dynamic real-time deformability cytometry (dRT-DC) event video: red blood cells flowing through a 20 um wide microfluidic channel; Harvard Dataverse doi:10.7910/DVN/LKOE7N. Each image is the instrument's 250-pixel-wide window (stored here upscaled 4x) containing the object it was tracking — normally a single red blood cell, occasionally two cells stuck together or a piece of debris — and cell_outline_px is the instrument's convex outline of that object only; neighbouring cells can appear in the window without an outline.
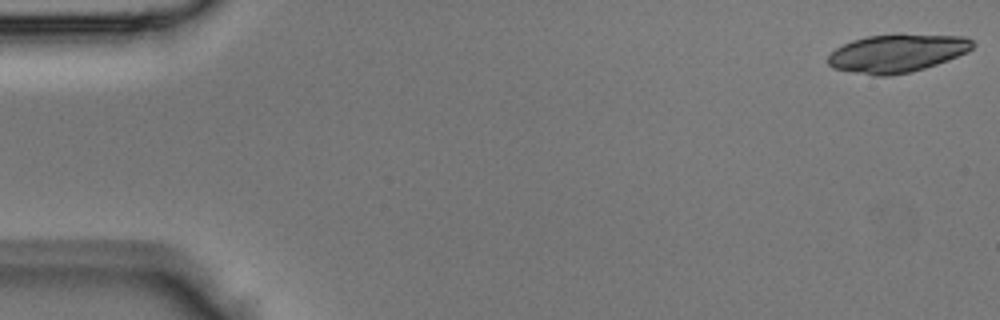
{"species": "Egyptian fruit bat (a non-hibernating species)", "species_latin": "Rousettus aegyptiacus", "temperature_condition": "room temperature", "stored_images_in_passage": 43, "camera_frame_rate_fps": 3000, "um_per_image_px": 0.085, "animal": {"sex": "male"}, "frame": {"image": 1, "passage_image": 1, "time_ms": 0.0, "image_size_px": [1000, 320], "cell_outline_px": [[976, 44], [968, 52], [948, 60], [924, 68], [892, 76], [872, 76], [832, 68], [828, 64], [828, 56], [836, 48], [852, 40], [868, 36], [896, 32], [900, 32], [964, 36], [972, 40]], "centroid_in_image_um": [76.27, 4.49], "position_along_channel_um": 8.7, "area_um2": 32.89}}
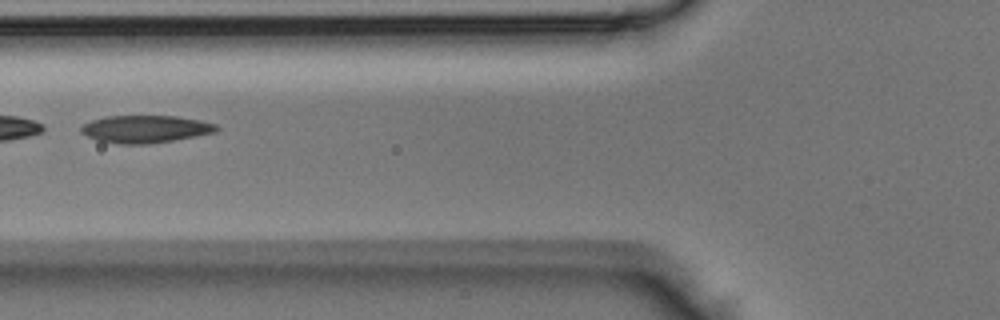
{"frame": {"image": 2, "passage_image": 17, "time_ms": 5.333, "image_size_px": [1000, 320], "cell_outline_px": [[220, 128], [216, 132], [196, 136], [148, 144], [120, 144], [96, 140], [80, 132], [80, 124], [92, 120], [108, 116], [176, 116], [200, 120], [216, 124]], "centroid_in_image_um": [12.34, 10.97], "position_along_channel_um": 113.5, "area_um2": 21.73}}
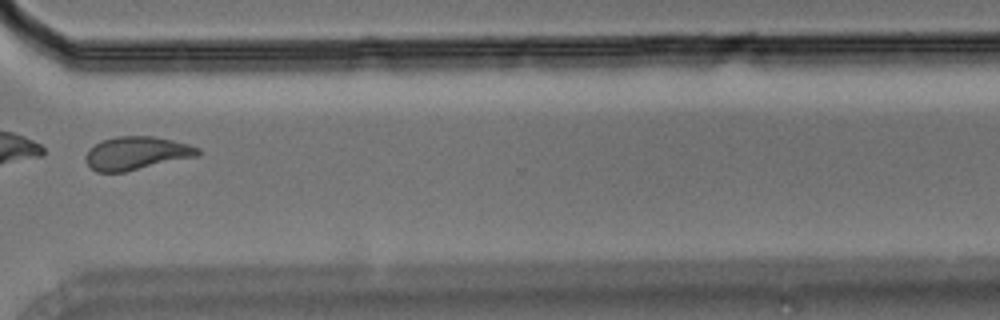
{"frame": {"image": 3, "passage_image": 33, "time_ms": 10.667, "image_size_px": [1000, 320], "cell_outline_px": [[200, 156], [124, 172], [96, 172], [84, 160], [84, 156], [88, 148], [104, 140], [116, 136], [152, 136], [172, 140], [188, 144], [200, 148]], "centroid_in_image_um": [11.61, 13.03], "position_along_channel_um": 359.0, "area_um2": 21.85}}